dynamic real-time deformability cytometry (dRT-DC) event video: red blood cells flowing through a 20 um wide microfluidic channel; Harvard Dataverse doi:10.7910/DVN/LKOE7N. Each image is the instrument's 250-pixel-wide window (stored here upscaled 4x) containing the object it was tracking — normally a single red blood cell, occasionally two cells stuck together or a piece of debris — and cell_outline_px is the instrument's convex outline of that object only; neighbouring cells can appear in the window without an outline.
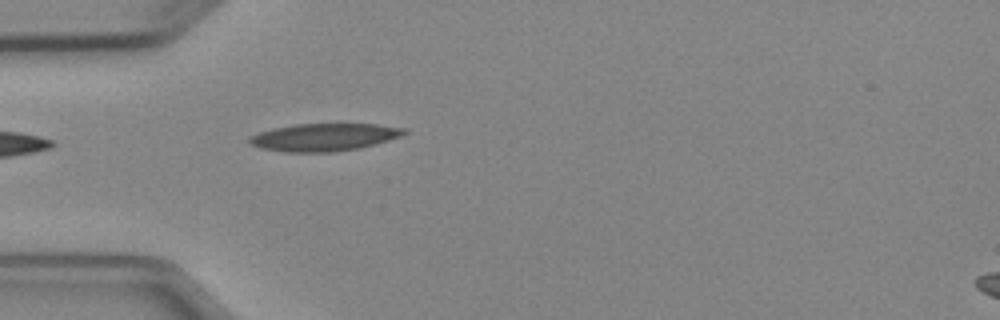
{"species": "Egyptian fruit bat (a non-hibernating species)", "species_latin": "Rousettus aegyptiacus", "temperature_condition": "cold", "stored_images_in_passage": 6, "segment_of_instrument_passage": [1, 2], "camera_frame_rate_fps": 3000, "um_per_image_px": 0.085, "animal": {"sex": "female"}, "frame": {"image": 1, "passage_image": 5, "time_ms": 4.667, "image_size_px": [1000, 320], "cell_outline_px": [[408, 132], [400, 136], [376, 144], [360, 148], [332, 152], [284, 152], [260, 148], [252, 144], [248, 140], [248, 136], [272, 128], [296, 124], [376, 124], [408, 128]], "centroid_in_image_um": [27.56, 11.66], "position_along_channel_um": 57.4, "area_um2": 24.97}}